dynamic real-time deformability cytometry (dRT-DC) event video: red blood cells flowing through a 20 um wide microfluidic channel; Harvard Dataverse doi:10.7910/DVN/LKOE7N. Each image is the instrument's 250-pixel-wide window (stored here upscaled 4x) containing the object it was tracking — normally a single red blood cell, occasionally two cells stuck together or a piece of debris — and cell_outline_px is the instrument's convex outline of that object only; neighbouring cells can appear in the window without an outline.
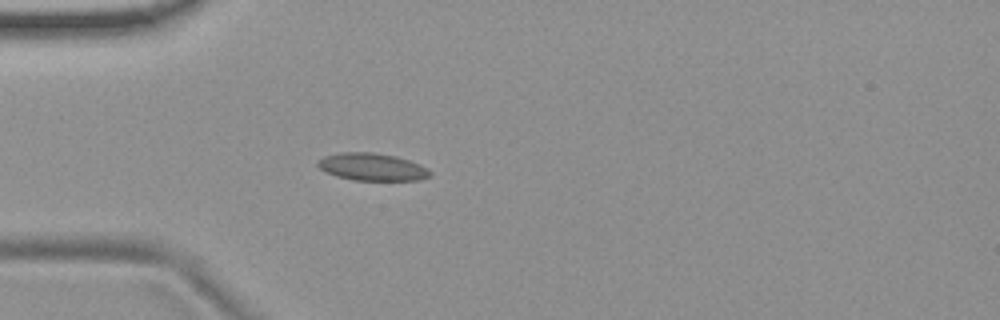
{"species": "common noctule bat (a hibernating species)", "species_latin": "Nyctalus noctula", "temperature_condition": "room temperature", "stored_images_in_passage": 48, "camera_frame_rate_fps": 3000, "um_per_image_px": 0.085, "animal": {"sex": "female", "body_mass_g": 19.9}, "frame": {"image": 1, "passage_image": 9, "time_ms": 2.667, "image_size_px": [1000, 320], "cell_outline_px": [[432, 176], [420, 180], [352, 180], [336, 176], [324, 172], [316, 164], [324, 156], [340, 152], [372, 152], [396, 156], [420, 164], [428, 168], [432, 172]], "centroid_in_image_um": [31.65, 14.19], "position_along_channel_um": 53.3, "area_um2": 18.09}}
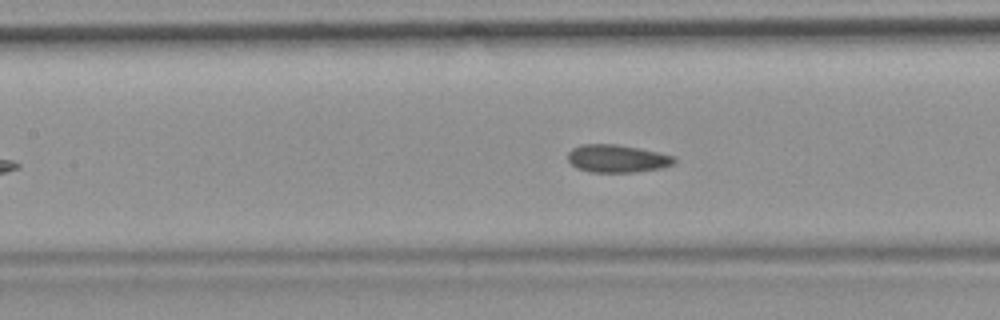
{"frame": {"image": 2, "passage_image": 18, "time_ms": 5.667, "image_size_px": [1000, 320], "cell_outline_px": [[676, 160], [672, 164], [664, 168], [636, 172], [588, 172], [576, 168], [568, 160], [568, 152], [572, 148], [580, 144], [616, 144], [640, 148], [660, 152], [676, 156]], "centroid_in_image_um": [52.47, 13.48], "position_along_channel_um": 154.9, "area_um2": 17.51}}
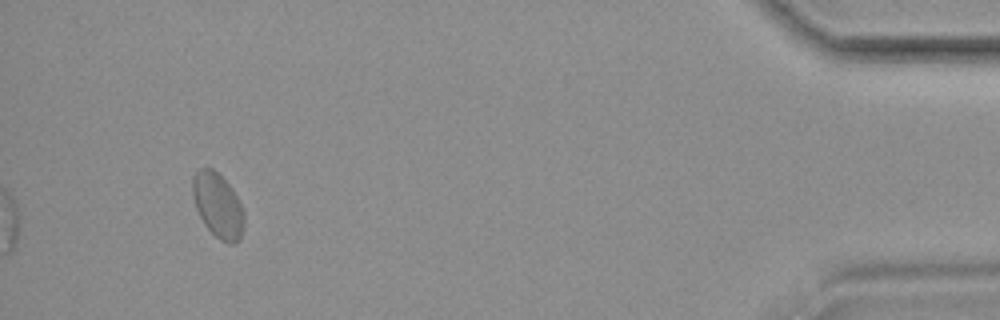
{"frame": {"image": 3, "passage_image": 45, "time_ms": 14.667, "image_size_px": [1000, 320], "cell_outline_px": [[244, 220], [240, 240], [232, 244], [228, 244], [220, 240], [204, 224], [196, 208], [192, 196], [192, 180], [196, 172], [200, 168], [212, 168], [232, 188], [244, 212]], "centroid_in_image_um": [18.51, 17.47], "position_along_channel_um": 416.7, "area_um2": 19.19}, "authors_computed_cell_mechanics": {"area_um2": 17.6868, "velocity_mm_per_s": 3.67, "shape_relaxation_time_tau1_ms": null, "shape_relaxation_time_tau2_ms": 1.8342, "deformation_change_tau1": null, "deformation_change_tau2": 0.0537}}